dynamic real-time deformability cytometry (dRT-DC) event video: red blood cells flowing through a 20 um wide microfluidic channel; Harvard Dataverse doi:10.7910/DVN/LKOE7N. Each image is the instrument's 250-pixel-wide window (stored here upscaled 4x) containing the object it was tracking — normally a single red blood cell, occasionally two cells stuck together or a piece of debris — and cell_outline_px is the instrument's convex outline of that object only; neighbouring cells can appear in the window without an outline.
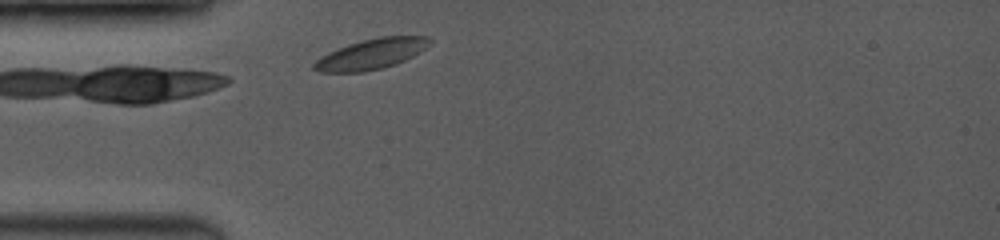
{"species": "common noctule bat (a hibernating species)", "species_latin": "Nyctalus noctula", "temperature_condition": "room temperature", "stored_images_in_passage": 32, "camera_frame_rate_fps": 3500, "um_per_image_px": 0.085, "animal": {"sex": "female", "body_mass_g": 19.0, "forearm_length_mm": 53.3}, "frame": {"image": 1, "passage_image": 2, "time_ms": 0.286, "image_size_px": [1000, 240], "cell_outline_px": [[432, 44], [420, 52], [396, 64], [380, 68], [360, 72], [320, 72], [312, 68], [312, 64], [320, 56], [328, 52], [348, 44], [380, 36], [432, 36]], "centroid_in_image_um": [31.58, 4.58], "position_along_channel_um": 53.4, "area_um2": 20.52}}
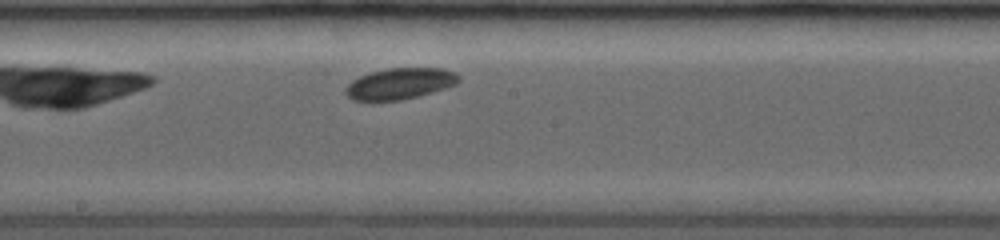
{"frame": {"image": 2, "passage_image": 13, "time_ms": 4.571, "image_size_px": [1000, 240], "cell_outline_px": [[460, 80], [456, 84], [432, 92], [400, 100], [352, 100], [344, 92], [344, 88], [352, 80], [368, 72], [388, 68], [444, 68], [456, 72], [460, 76]], "centroid_in_image_um": [33.99, 7.09], "position_along_channel_um": 214.2, "area_um2": 20.58}}
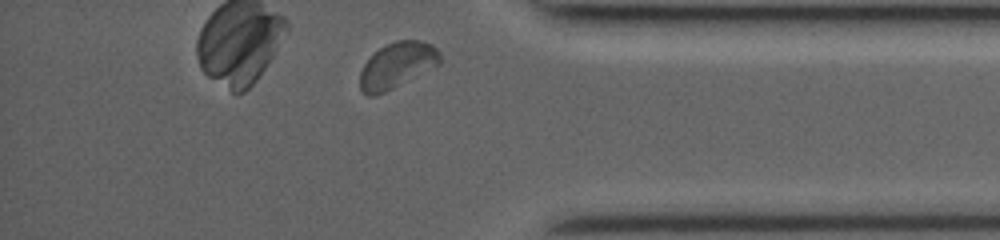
{"frame": {"image": 3, "passage_image": 30, "time_ms": 9.429, "image_size_px": [1000, 240], "cell_outline_px": [[440, 64], [376, 96], [368, 96], [360, 88], [360, 72], [364, 64], [380, 48], [396, 40], [420, 40], [432, 44], [440, 52]], "centroid_in_image_um": [33.76, 5.54], "position_along_channel_um": 401.4, "area_um2": 20.98}, "authors_computed_cell_mechanics": {"area_um2": 20.5768, "velocity_mm_per_s": 3.9473, "shape_relaxation_time_tau1_ms": 1.1395, "shape_relaxation_time_tau2_ms": null, "deformation_change_tau1": 0.0438, "deformation_change_tau2": null}}